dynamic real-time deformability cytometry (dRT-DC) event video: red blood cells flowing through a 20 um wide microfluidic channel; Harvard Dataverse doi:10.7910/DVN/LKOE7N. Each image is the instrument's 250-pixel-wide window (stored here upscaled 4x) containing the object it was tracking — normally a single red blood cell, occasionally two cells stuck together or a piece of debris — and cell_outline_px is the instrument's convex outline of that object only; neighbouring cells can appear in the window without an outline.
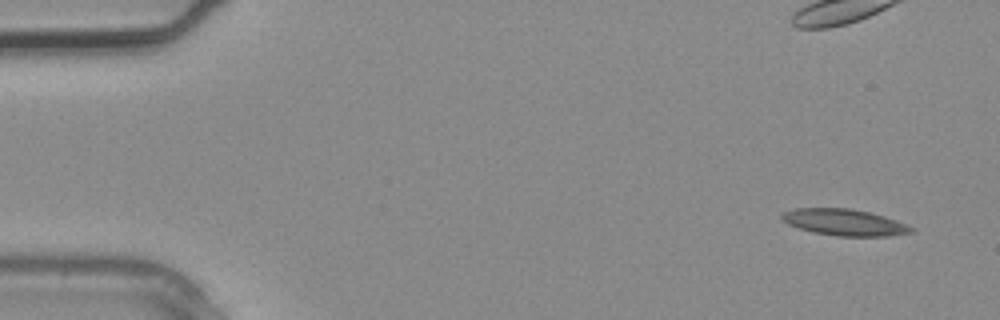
{"species": "common noctule bat (a hibernating species)", "species_latin": "Nyctalus noctula", "temperature_condition": "warm", "stored_images_in_passage": 3, "camera_frame_rate_fps": 3000, "um_per_image_px": 0.085, "animal": {"sex": "male", "body_mass_g": 20.4}, "frame": {"image": 1, "passage_image": 1, "time_ms": 0.0, "image_size_px": [1000, 320], "cell_outline_px": [[916, 228], [912, 232], [888, 236], [836, 236], [812, 232], [788, 224], [780, 220], [780, 216], [784, 212], [796, 208], [852, 208], [884, 216], [896, 220]], "centroid_in_image_um": [71.76, 18.9], "position_along_channel_um": 13.2, "area_um2": 20.0}}